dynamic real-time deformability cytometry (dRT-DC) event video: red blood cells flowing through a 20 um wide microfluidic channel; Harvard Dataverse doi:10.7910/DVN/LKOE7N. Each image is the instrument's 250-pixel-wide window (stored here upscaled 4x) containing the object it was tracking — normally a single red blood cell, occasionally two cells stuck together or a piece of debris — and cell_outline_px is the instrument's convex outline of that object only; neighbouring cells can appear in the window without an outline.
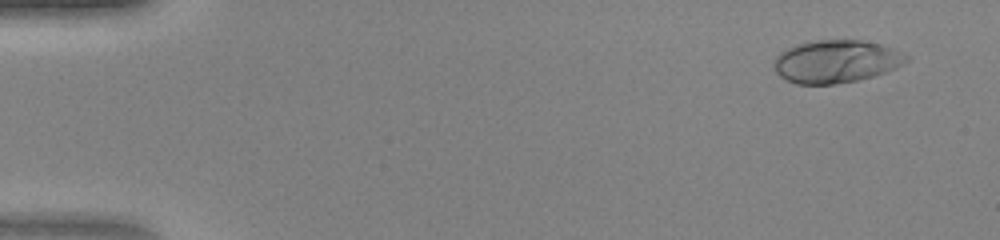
{"species": "human", "species_latin": "Homo sapiens", "temperature_condition": "warm", "stored_images_in_passage": 47, "camera_frame_rate_fps": 3000, "um_per_image_px": 0.085, "donor": {"sex": "female"}, "frame": {"image": 1, "passage_image": 3, "time_ms": 0.667, "image_size_px": [1000, 240], "cell_outline_px": [[912, 56], [908, 60], [896, 68], [872, 76], [856, 80], [836, 84], [796, 84], [780, 76], [776, 72], [772, 64], [776, 56], [780, 52], [796, 44], [816, 40], [860, 40], [880, 44], [892, 48]], "centroid_in_image_um": [71.06, 5.22], "position_along_channel_um": 13.9, "area_um2": 33.0}}
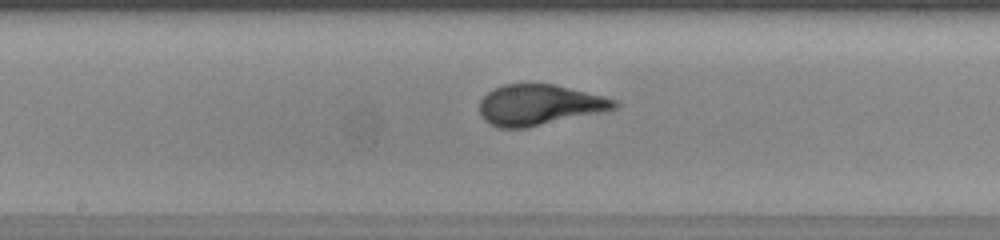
{"frame": {"image": 2, "passage_image": 25, "time_ms": 8.0, "image_size_px": [1000, 240], "cell_outline_px": [[620, 104], [616, 108], [608, 112], [528, 128], [500, 128], [484, 120], [480, 112], [480, 100], [488, 92], [504, 84], [552, 84], [604, 96], [616, 100]], "centroid_in_image_um": [45.91, 8.94], "position_along_channel_um": 202.3, "area_um2": 32.25}}
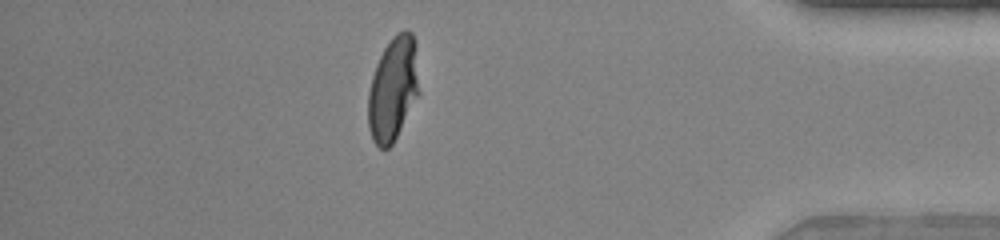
{"frame": {"image": 3, "passage_image": 41, "time_ms": 13.333, "image_size_px": [1000, 240], "cell_outline_px": [[420, 92], [392, 144], [388, 148], [380, 148], [372, 140], [368, 128], [368, 92], [372, 76], [376, 64], [384, 48], [392, 36], [396, 32], [404, 28], [412, 32], [416, 44]], "centroid_in_image_um": [33.42, 7.51], "position_along_channel_um": 401.8, "area_um2": 31.21}}